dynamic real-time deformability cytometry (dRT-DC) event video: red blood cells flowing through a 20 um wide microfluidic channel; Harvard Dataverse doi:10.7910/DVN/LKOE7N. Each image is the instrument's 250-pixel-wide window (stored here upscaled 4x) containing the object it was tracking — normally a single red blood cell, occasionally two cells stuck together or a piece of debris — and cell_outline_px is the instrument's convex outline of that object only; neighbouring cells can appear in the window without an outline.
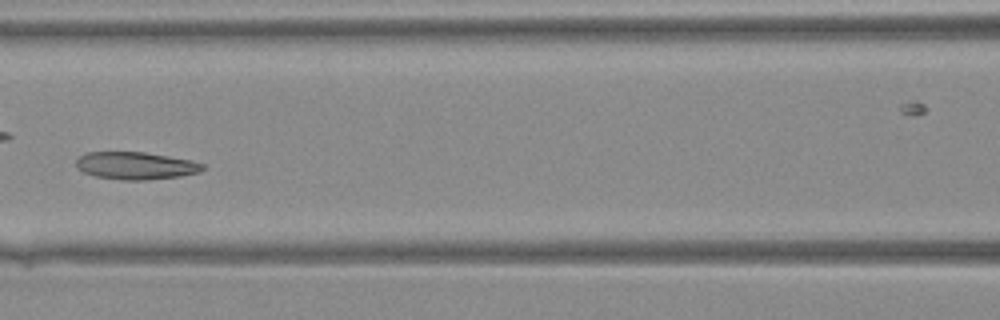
{"species": "Egyptian fruit bat (a non-hibernating species)", "species_latin": "Rousettus aegyptiacus", "temperature_condition": "warm", "stored_images_in_passage": 41, "camera_frame_rate_fps": 3000, "um_per_image_px": 0.085, "animal": {"sex": "female"}, "frame": {"image": 1, "passage_image": 18, "time_ms": 5.667, "image_size_px": [1000, 320], "cell_outline_px": [[204, 168], [200, 172], [180, 176], [144, 180], [120, 180], [96, 176], [84, 172], [76, 168], [76, 160], [80, 156], [88, 152], [144, 152], [192, 160], [204, 164]], "centroid_in_image_um": [11.54, 14.08], "position_along_channel_um": 155.1, "area_um2": 20.23}}
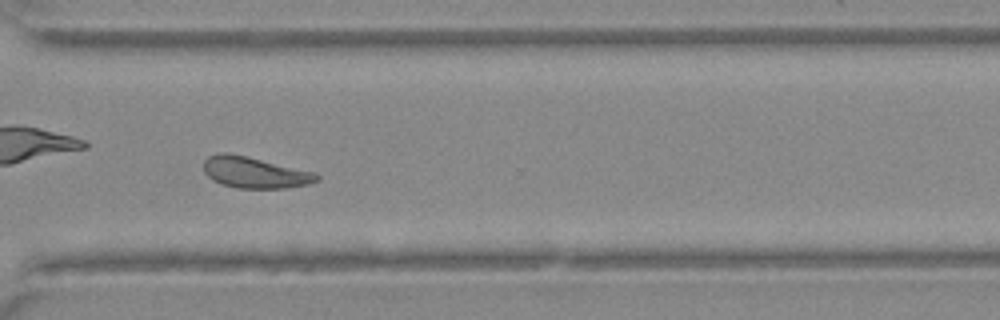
{"frame": {"image": 2, "passage_image": 30, "time_ms": 9.667, "image_size_px": [1000, 320], "cell_outline_px": [[320, 180], [308, 184], [284, 188], [236, 188], [220, 184], [212, 180], [204, 172], [204, 160], [208, 156], [220, 152], [224, 152], [244, 156], [312, 172], [320, 176]], "centroid_in_image_um": [21.6, 14.68], "position_along_channel_um": 349.0, "area_um2": 20.23}}